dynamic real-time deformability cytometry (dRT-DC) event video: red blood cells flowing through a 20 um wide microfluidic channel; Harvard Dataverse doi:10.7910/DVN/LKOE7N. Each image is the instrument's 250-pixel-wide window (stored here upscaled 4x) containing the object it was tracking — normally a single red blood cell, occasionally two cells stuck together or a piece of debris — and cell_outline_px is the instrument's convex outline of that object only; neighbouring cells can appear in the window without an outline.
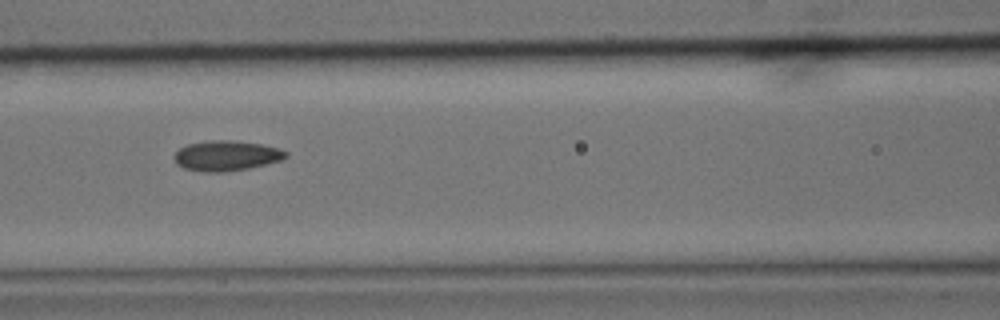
{"species": "common noctule bat (a hibernating species)", "species_latin": "Nyctalus noctula", "temperature_condition": "cold", "stored_images_in_passage": 6, "camera_frame_rate_fps": 3000, "um_per_image_px": 0.085, "animal": {"sex": "male", "body_mass_g": 15.6}, "frame": {"image": 1, "passage_image": 3, "time_ms": 0.667, "image_size_px": [1000, 320], "cell_outline_px": [[288, 156], [280, 160], [248, 168], [224, 172], [204, 172], [184, 168], [176, 164], [172, 156], [180, 148], [188, 144], [212, 140], [228, 140], [260, 144], [280, 148], [288, 152]], "centroid_in_image_um": [19.21, 13.24], "position_along_channel_um": 147.4, "area_um2": 19.54}}
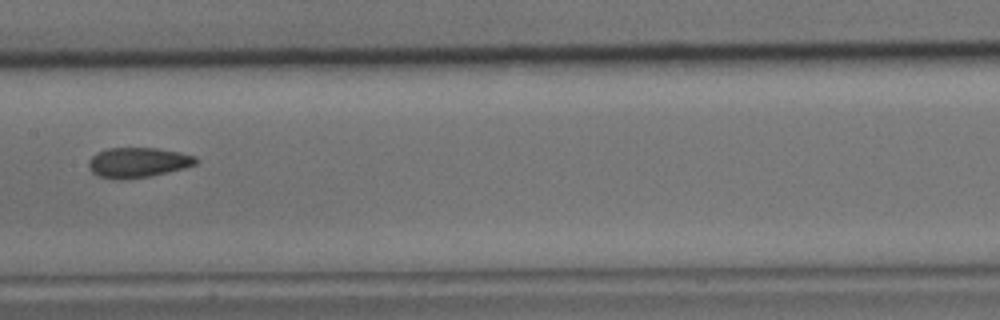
{"frame": {"image": 2, "passage_image": 4, "time_ms": 1.0, "image_size_px": [1000, 320], "cell_outline_px": [[200, 160], [196, 164], [184, 168], [148, 176], [124, 180], [120, 180], [96, 176], [88, 168], [88, 160], [96, 152], [108, 148], [156, 148], [180, 152], [196, 156]], "centroid_in_image_um": [11.7, 13.81], "position_along_channel_um": 195.7, "area_um2": 18.96}}